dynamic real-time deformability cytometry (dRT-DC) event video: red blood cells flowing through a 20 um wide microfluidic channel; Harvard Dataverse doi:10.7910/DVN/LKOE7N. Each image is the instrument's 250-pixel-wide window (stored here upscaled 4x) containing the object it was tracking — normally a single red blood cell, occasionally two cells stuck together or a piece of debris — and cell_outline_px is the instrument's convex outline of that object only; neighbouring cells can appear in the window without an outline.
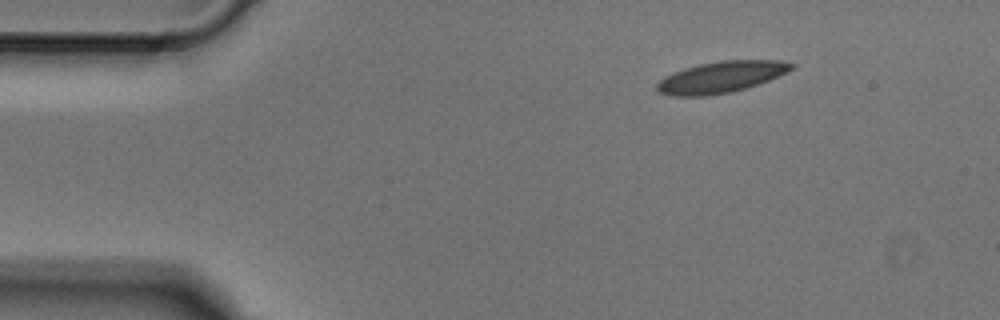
{"species": "Egyptian fruit bat (a non-hibernating species)", "species_latin": "Rousettus aegyptiacus", "temperature_condition": "cold", "stored_images_in_passage": 3, "segment_of_instrument_passage": [2, 2], "camera_frame_rate_fps": 3000, "um_per_image_px": 0.085, "animal": {"sex": "male"}, "frame": {"image": 1, "passage_image": 3, "time_ms": 0.667, "image_size_px": [1000, 320], "cell_outline_px": [[796, 64], [788, 72], [780, 76], [744, 88], [728, 92], [704, 96], [672, 96], [660, 92], [656, 88], [656, 84], [664, 76], [684, 68], [700, 64], [720, 60], [780, 60]], "centroid_in_image_um": [61.29, 6.54], "position_along_channel_um": 23.7, "area_um2": 24.39}}